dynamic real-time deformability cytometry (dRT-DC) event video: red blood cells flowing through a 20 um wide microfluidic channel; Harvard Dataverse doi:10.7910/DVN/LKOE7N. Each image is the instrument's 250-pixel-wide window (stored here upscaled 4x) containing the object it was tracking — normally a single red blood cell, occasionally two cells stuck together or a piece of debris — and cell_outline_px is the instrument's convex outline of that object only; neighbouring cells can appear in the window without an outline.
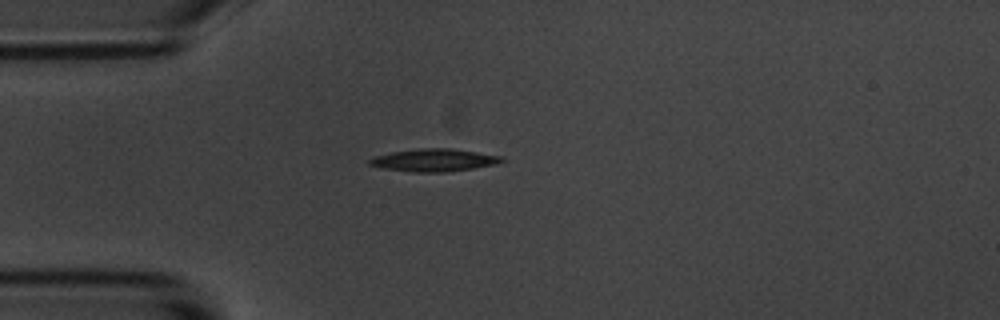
{"species": "common noctule bat (a hibernating species)", "species_latin": "Nyctalus noctula", "temperature_condition": "room temperature", "stored_images_in_passage": 12, "camera_frame_rate_fps": 3000, "um_per_image_px": 0.085, "animal": {"sex": "male", "body_mass_g": 20.1, "forearm_length_mm": 53.5}, "frame": {"image": 1, "passage_image": 1, "time_ms": 0.0, "image_size_px": [1000, 320], "cell_outline_px": [[504, 160], [496, 164], [448, 172], [412, 172], [380, 168], [368, 164], [368, 160], [376, 156], [392, 152], [420, 148], [448, 148], [476, 152], [500, 156]], "centroid_in_image_um": [36.84, 13.62], "position_along_channel_um": 48.2, "area_um2": 17.22}}
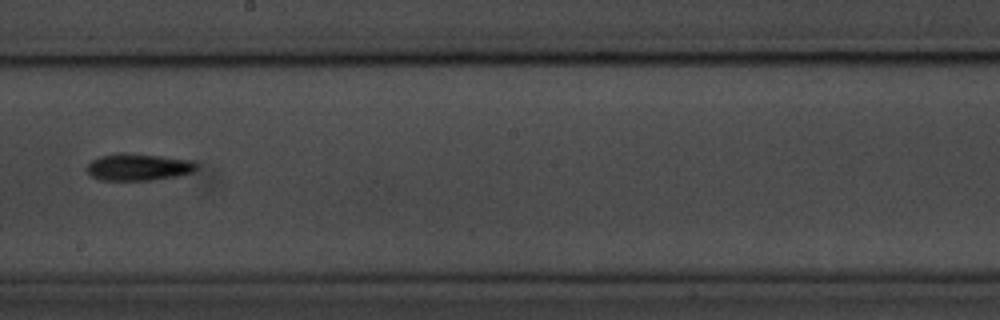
{"frame": {"image": 2, "passage_image": 6, "time_ms": 5.667, "image_size_px": [1000, 320], "cell_outline_px": [[200, 168], [196, 172], [180, 176], [152, 180], [100, 180], [92, 176], [88, 172], [88, 164], [92, 160], [100, 156], [120, 152], [124, 152], [196, 160], [200, 164]], "centroid_in_image_um": [11.89, 14.19], "position_along_channel_um": 236.3, "area_um2": 17.69}}
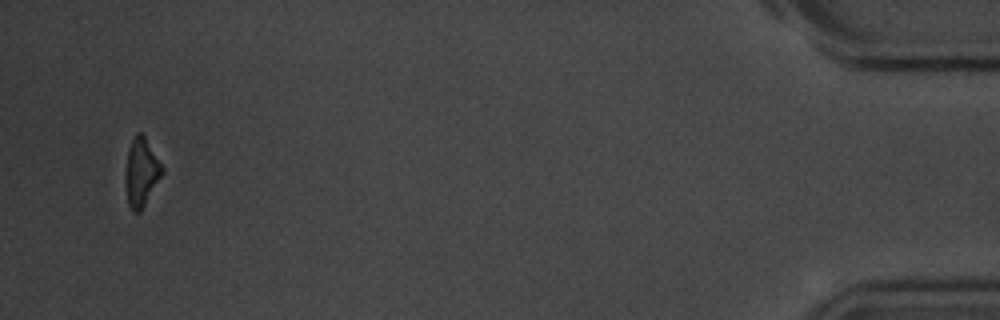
{"frame": {"image": 3, "passage_image": 12, "time_ms": 13.333, "image_size_px": [1000, 320], "cell_outline_px": [[164, 172], [140, 212], [132, 212], [128, 204], [128, 152], [132, 140], [136, 132], [140, 132], [144, 136], [164, 168]], "centroid_in_image_um": [12.07, 14.64], "position_along_channel_um": 423.1, "area_um2": 13.76}, "authors_computed_cell_mechanics": {"area_um2": 16.5019, "velocity_mm_per_s": 3.5271, "shape_relaxation_time_tau1_ms": 2.3254, "shape_relaxation_time_tau2_ms": null, "deformation_change_tau1": 0.1303, "deformation_change_tau2": null}}